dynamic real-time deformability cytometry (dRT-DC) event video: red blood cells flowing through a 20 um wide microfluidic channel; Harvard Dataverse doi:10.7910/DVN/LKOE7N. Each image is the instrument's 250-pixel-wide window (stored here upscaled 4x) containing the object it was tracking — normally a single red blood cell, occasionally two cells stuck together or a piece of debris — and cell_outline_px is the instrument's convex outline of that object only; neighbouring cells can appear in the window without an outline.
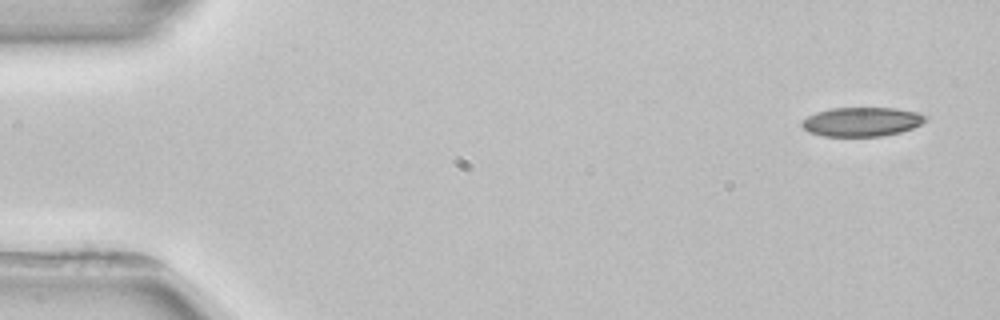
{"species": "common noctule bat (a hibernating species)", "species_latin": "Nyctalus noctula", "temperature_condition": "room temperature", "stored_images_in_passage": 8, "camera_frame_rate_fps": 3000, "um_per_image_px": 0.085, "animal": {"sex": "female", "body_mass_g": 22.7, "forearm_length_mm": 54.2}, "frame": {"image": 1, "passage_image": 1, "time_ms": 0.0, "image_size_px": [1000, 320], "cell_outline_px": [[928, 116], [920, 124], [912, 128], [900, 132], [880, 136], [824, 136], [808, 132], [800, 124], [800, 120], [816, 112], [832, 108], [896, 108], [916, 112]], "centroid_in_image_um": [73.21, 10.35], "position_along_channel_um": 11.8, "area_um2": 20.92}}
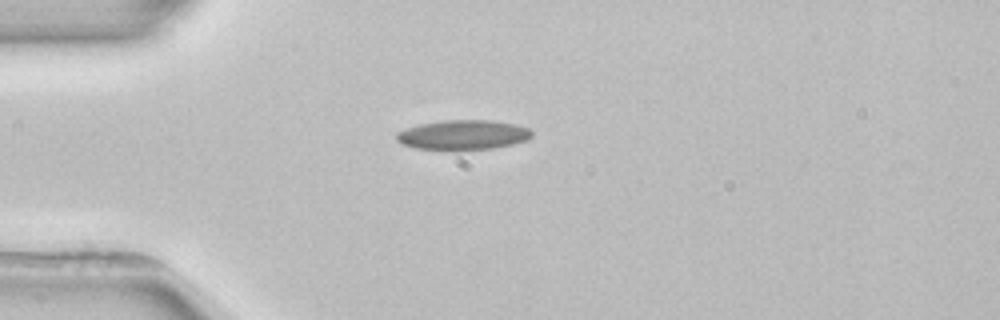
{"frame": {"image": 2, "passage_image": 4, "time_ms": 3.667, "image_size_px": [1000, 320], "cell_outline_px": [[532, 136], [528, 140], [512, 144], [492, 148], [460, 152], [456, 152], [416, 148], [400, 144], [396, 140], [396, 132], [420, 124], [444, 120], [488, 120], [516, 124], [528, 128], [532, 132]], "centroid_in_image_um": [39.34, 11.5], "position_along_channel_um": 45.7, "area_um2": 24.04}}